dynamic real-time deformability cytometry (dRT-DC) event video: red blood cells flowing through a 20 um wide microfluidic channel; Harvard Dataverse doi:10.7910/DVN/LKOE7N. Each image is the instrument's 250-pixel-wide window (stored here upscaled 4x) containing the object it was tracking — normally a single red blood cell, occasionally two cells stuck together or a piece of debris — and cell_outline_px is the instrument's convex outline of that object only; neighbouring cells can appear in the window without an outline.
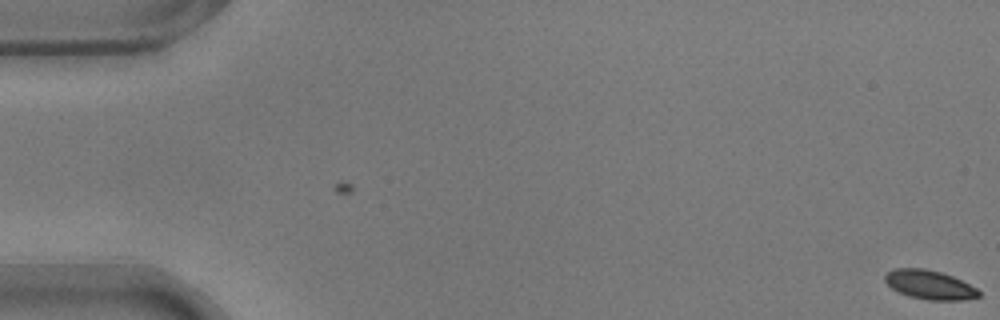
{"species": "common noctule bat (a hibernating species)", "species_latin": "Nyctalus noctula", "temperature_condition": "warm", "stored_images_in_passage": 11, "camera_frame_rate_fps": 3000, "um_per_image_px": 0.085, "animal": {"sex": "male", "body_mass_g": 17.9}, "frame": {"image": 1, "passage_image": 1, "time_ms": 0.0, "image_size_px": [1000, 320], "cell_outline_px": [[980, 296], [964, 300], [928, 300], [908, 296], [892, 288], [884, 280], [884, 276], [888, 272], [896, 268], [924, 268], [940, 272], [952, 276], [976, 288], [980, 292]], "centroid_in_image_um": [79.01, 24.21], "position_along_channel_um": 6.0, "area_um2": 15.72}}